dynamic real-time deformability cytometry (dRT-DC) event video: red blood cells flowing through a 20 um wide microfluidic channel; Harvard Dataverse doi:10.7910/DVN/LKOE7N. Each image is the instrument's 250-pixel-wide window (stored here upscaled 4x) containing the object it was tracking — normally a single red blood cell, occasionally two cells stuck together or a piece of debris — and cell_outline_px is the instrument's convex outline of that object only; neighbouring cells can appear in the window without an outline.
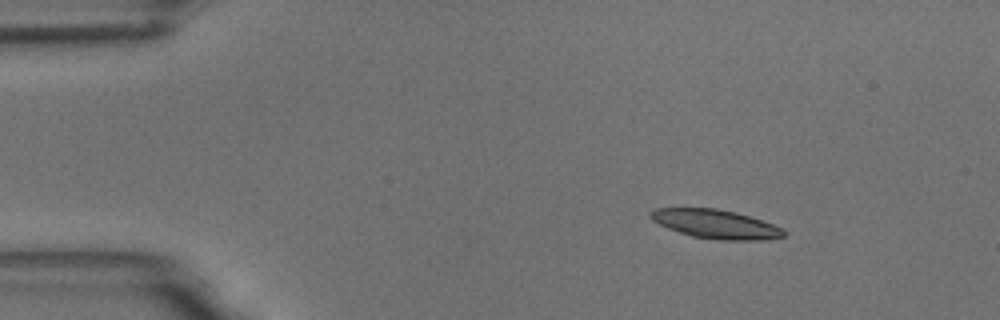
{"species": "common noctule bat (a hibernating species)", "species_latin": "Nyctalus noctula", "temperature_condition": "room temperature", "stored_images_in_passage": 48, "camera_frame_rate_fps": 3000, "um_per_image_px": 0.085, "animal": {"sex": "male", "body_mass_g": 18.8}, "frame": {"image": 1, "passage_image": 1, "time_ms": 0.0, "image_size_px": [1000, 320], "cell_outline_px": [[788, 232], [784, 236], [764, 240], [720, 240], [692, 236], [668, 228], [652, 220], [648, 216], [648, 212], [656, 208], [716, 208], [736, 212], [784, 228]], "centroid_in_image_um": [60.84, 19.04], "position_along_channel_um": 24.2, "area_um2": 22.43}}
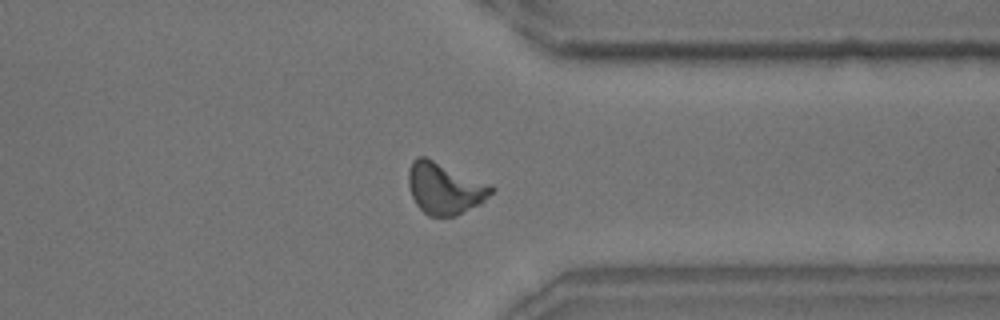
{"frame": {"image": 2, "passage_image": 36, "time_ms": 11.667, "image_size_px": [1000, 320], "cell_outline_px": [[496, 188], [480, 204], [456, 216], [428, 216], [416, 204], [412, 196], [408, 184], [408, 172], [412, 160], [416, 156], [424, 156], [492, 184]], "centroid_in_image_um": [37.8, 16.0], "position_along_channel_um": 373.6, "area_um2": 24.97}}
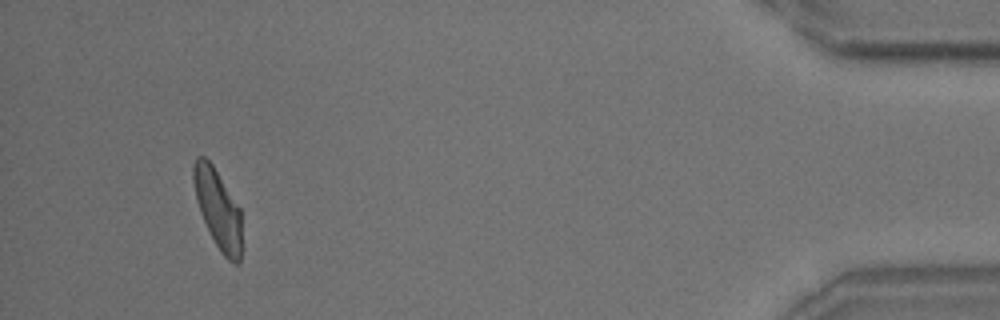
{"frame": {"image": 3, "passage_image": 45, "time_ms": 14.667, "image_size_px": [1000, 320], "cell_outline_px": [[244, 248], [240, 260], [236, 264], [228, 260], [220, 252], [200, 212], [196, 200], [192, 180], [192, 164], [196, 156], [204, 156], [212, 164], [240, 208]], "centroid_in_image_um": [18.55, 17.79], "position_along_channel_um": 416.7, "area_um2": 22.72}, "authors_computed_cell_mechanics": {"area_um2": 23.3801, "velocity_mm_per_s": 3.6418, "shape_relaxation_time_tau1_ms": 3.735, "shape_relaxation_time_tau2_ms": 1.844, "deformation_change_tau1": 0.1774, "deformation_change_tau2": 0.0987}}